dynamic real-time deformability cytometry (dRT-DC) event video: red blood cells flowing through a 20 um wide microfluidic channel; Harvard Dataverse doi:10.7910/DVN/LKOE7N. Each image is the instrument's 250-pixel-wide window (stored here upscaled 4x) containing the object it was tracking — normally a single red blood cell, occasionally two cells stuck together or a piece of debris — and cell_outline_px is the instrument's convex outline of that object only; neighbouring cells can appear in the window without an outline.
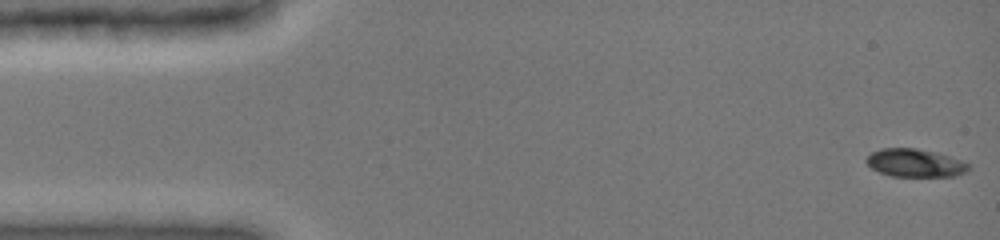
{"species": "common noctule bat (a hibernating species)", "species_latin": "Nyctalus noctula", "temperature_condition": "cold", "stored_images_in_passage": 5, "camera_frame_rate_fps": 3000, "um_per_image_px": 0.085, "animal": {"sex": "female", "body_mass_g": 19.0, "forearm_length_mm": 51.5}, "frame": {"image": 1, "passage_image": 1, "time_ms": 0.0, "image_size_px": [1000, 240], "cell_outline_px": [[968, 168], [964, 172], [956, 176], [892, 176], [880, 172], [872, 168], [864, 160], [872, 152], [880, 148], [916, 148], [936, 152], [960, 160], [968, 164]], "centroid_in_image_um": [77.74, 13.84], "position_along_channel_um": 7.3, "area_um2": 16.47}}
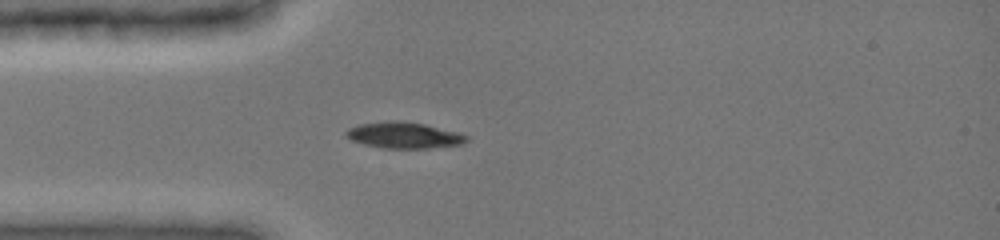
{"frame": {"image": 2, "passage_image": 5, "time_ms": 4.0, "image_size_px": [1000, 240], "cell_outline_px": [[468, 140], [460, 144], [428, 148], [380, 148], [364, 144], [352, 140], [344, 136], [344, 132], [348, 128], [356, 124], [388, 120], [400, 120], [424, 124], [460, 132], [468, 136]], "centroid_in_image_um": [34.28, 11.48], "position_along_channel_um": 50.7, "area_um2": 18.61}}